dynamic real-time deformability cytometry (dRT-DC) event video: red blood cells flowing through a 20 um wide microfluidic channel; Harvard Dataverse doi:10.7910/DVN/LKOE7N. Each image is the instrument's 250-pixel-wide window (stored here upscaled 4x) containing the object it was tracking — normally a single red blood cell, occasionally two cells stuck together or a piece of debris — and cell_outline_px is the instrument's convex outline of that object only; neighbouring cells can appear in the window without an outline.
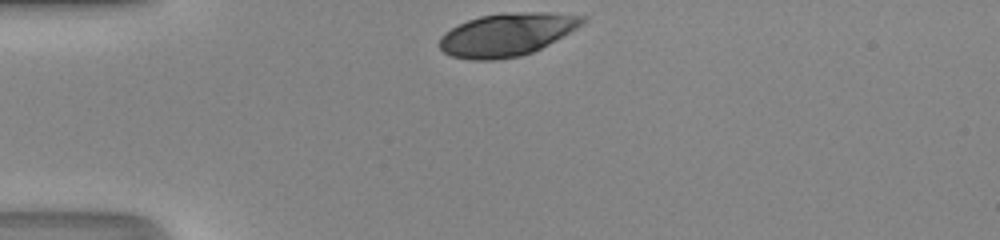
{"species": "human", "species_latin": "Homo sapiens", "temperature_condition": "room temperature", "stored_images_in_passage": 28, "camera_frame_rate_fps": 3000, "um_per_image_px": 0.085, "donor": {"sex": "male"}, "frame": {"image": 1, "passage_image": 1, "time_ms": 0.0, "image_size_px": [1000, 240], "cell_outline_px": [[588, 20], [584, 24], [548, 44], [532, 52], [520, 56], [496, 60], [472, 60], [452, 56], [444, 52], [440, 48], [440, 36], [444, 32], [468, 20], [480, 16], [504, 12], [548, 12], [588, 16]], "centroid_in_image_um": [43.11, 2.92], "position_along_channel_um": 41.9, "area_um2": 35.78}}
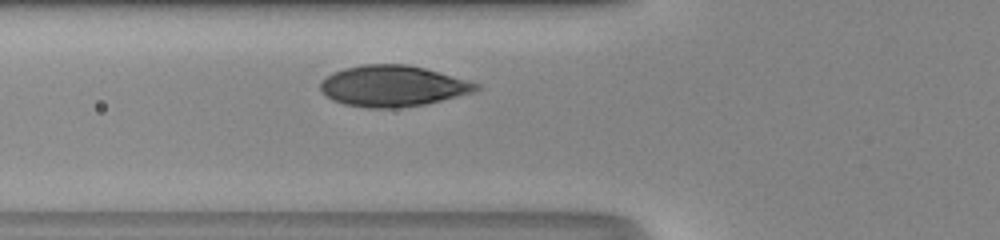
{"frame": {"image": 2, "passage_image": 7, "time_ms": 2.0, "image_size_px": [1000, 240], "cell_outline_px": [[480, 88], [472, 92], [424, 104], [396, 108], [368, 108], [344, 104], [332, 100], [320, 92], [320, 80], [332, 72], [344, 68], [364, 64], [408, 64], [424, 68], [480, 84]], "centroid_in_image_um": [33.3, 7.31], "position_along_channel_um": 92.5, "area_um2": 37.11}}
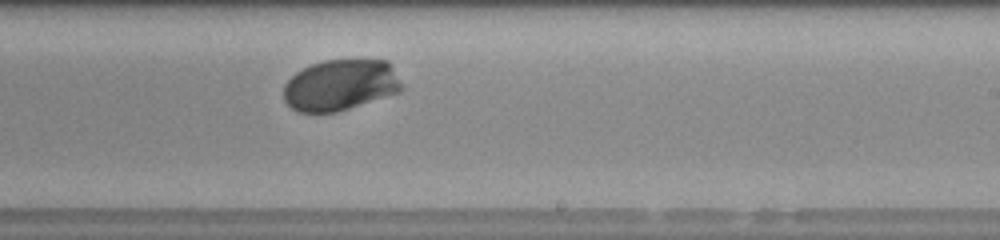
{"frame": {"image": 3, "passage_image": 19, "time_ms": 6.0, "image_size_px": [1000, 240], "cell_outline_px": [[404, 88], [400, 92], [336, 112], [296, 112], [284, 100], [284, 84], [296, 72], [312, 64], [324, 60], [388, 60], [404, 84]], "centroid_in_image_um": [28.96, 7.23], "position_along_channel_um": 260.0, "area_um2": 35.26}, "authors_computed_cell_mechanics": {"area_um2": 36.2695, "velocity_mm_per_s": 4.202, "shape_relaxation_time_tau1_ms": 1.8519, "shape_relaxation_time_tau2_ms": null, "deformation_change_tau1": 0.1505, "deformation_change_tau2": null}}